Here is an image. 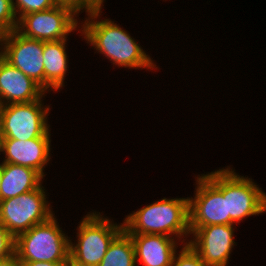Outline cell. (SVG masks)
I'll return each mask as SVG.
<instances>
[{"instance_id": "cell-15", "label": "cell", "mask_w": 266, "mask_h": 266, "mask_svg": "<svg viewBox=\"0 0 266 266\" xmlns=\"http://www.w3.org/2000/svg\"><path fill=\"white\" fill-rule=\"evenodd\" d=\"M67 41H44L43 61H44V90L49 93L65 87L66 74L69 68V56L67 54ZM55 91V92H54Z\"/></svg>"}, {"instance_id": "cell-20", "label": "cell", "mask_w": 266, "mask_h": 266, "mask_svg": "<svg viewBox=\"0 0 266 266\" xmlns=\"http://www.w3.org/2000/svg\"><path fill=\"white\" fill-rule=\"evenodd\" d=\"M17 23L12 0H0V36L15 30Z\"/></svg>"}, {"instance_id": "cell-12", "label": "cell", "mask_w": 266, "mask_h": 266, "mask_svg": "<svg viewBox=\"0 0 266 266\" xmlns=\"http://www.w3.org/2000/svg\"><path fill=\"white\" fill-rule=\"evenodd\" d=\"M51 129L42 137L27 141L2 138L1 154H4L1 163L21 165L38 171L44 178L45 168L51 159Z\"/></svg>"}, {"instance_id": "cell-2", "label": "cell", "mask_w": 266, "mask_h": 266, "mask_svg": "<svg viewBox=\"0 0 266 266\" xmlns=\"http://www.w3.org/2000/svg\"><path fill=\"white\" fill-rule=\"evenodd\" d=\"M123 226L128 234H160L187 244L191 235L189 198L163 197L153 201L127 214Z\"/></svg>"}, {"instance_id": "cell-3", "label": "cell", "mask_w": 266, "mask_h": 266, "mask_svg": "<svg viewBox=\"0 0 266 266\" xmlns=\"http://www.w3.org/2000/svg\"><path fill=\"white\" fill-rule=\"evenodd\" d=\"M103 212L90 211L78 222L75 239L70 238L71 266H98L112 241L124 230ZM74 241V242H73Z\"/></svg>"}, {"instance_id": "cell-21", "label": "cell", "mask_w": 266, "mask_h": 266, "mask_svg": "<svg viewBox=\"0 0 266 266\" xmlns=\"http://www.w3.org/2000/svg\"><path fill=\"white\" fill-rule=\"evenodd\" d=\"M58 5L71 7L77 14H88L104 6L98 0H55Z\"/></svg>"}, {"instance_id": "cell-14", "label": "cell", "mask_w": 266, "mask_h": 266, "mask_svg": "<svg viewBox=\"0 0 266 266\" xmlns=\"http://www.w3.org/2000/svg\"><path fill=\"white\" fill-rule=\"evenodd\" d=\"M129 235L133 240L136 265L171 266L175 252L182 245L179 240L160 234Z\"/></svg>"}, {"instance_id": "cell-24", "label": "cell", "mask_w": 266, "mask_h": 266, "mask_svg": "<svg viewBox=\"0 0 266 266\" xmlns=\"http://www.w3.org/2000/svg\"><path fill=\"white\" fill-rule=\"evenodd\" d=\"M0 266H20V261L16 253L10 257L0 260Z\"/></svg>"}, {"instance_id": "cell-19", "label": "cell", "mask_w": 266, "mask_h": 266, "mask_svg": "<svg viewBox=\"0 0 266 266\" xmlns=\"http://www.w3.org/2000/svg\"><path fill=\"white\" fill-rule=\"evenodd\" d=\"M173 256L171 266H206L198 253L187 243Z\"/></svg>"}, {"instance_id": "cell-10", "label": "cell", "mask_w": 266, "mask_h": 266, "mask_svg": "<svg viewBox=\"0 0 266 266\" xmlns=\"http://www.w3.org/2000/svg\"><path fill=\"white\" fill-rule=\"evenodd\" d=\"M236 224L189 227L188 244L198 253L206 266H227L237 246L234 241Z\"/></svg>"}, {"instance_id": "cell-27", "label": "cell", "mask_w": 266, "mask_h": 266, "mask_svg": "<svg viewBox=\"0 0 266 266\" xmlns=\"http://www.w3.org/2000/svg\"><path fill=\"white\" fill-rule=\"evenodd\" d=\"M0 56H1V36H0Z\"/></svg>"}, {"instance_id": "cell-26", "label": "cell", "mask_w": 266, "mask_h": 266, "mask_svg": "<svg viewBox=\"0 0 266 266\" xmlns=\"http://www.w3.org/2000/svg\"><path fill=\"white\" fill-rule=\"evenodd\" d=\"M98 1L104 6L105 0H98Z\"/></svg>"}, {"instance_id": "cell-22", "label": "cell", "mask_w": 266, "mask_h": 266, "mask_svg": "<svg viewBox=\"0 0 266 266\" xmlns=\"http://www.w3.org/2000/svg\"><path fill=\"white\" fill-rule=\"evenodd\" d=\"M15 253V237L0 223V260Z\"/></svg>"}, {"instance_id": "cell-9", "label": "cell", "mask_w": 266, "mask_h": 266, "mask_svg": "<svg viewBox=\"0 0 266 266\" xmlns=\"http://www.w3.org/2000/svg\"><path fill=\"white\" fill-rule=\"evenodd\" d=\"M71 7L56 5L47 10L23 15L16 30L25 37L41 41L67 39L73 31L81 33V19ZM80 19V20H79Z\"/></svg>"}, {"instance_id": "cell-25", "label": "cell", "mask_w": 266, "mask_h": 266, "mask_svg": "<svg viewBox=\"0 0 266 266\" xmlns=\"http://www.w3.org/2000/svg\"><path fill=\"white\" fill-rule=\"evenodd\" d=\"M1 145H2V135H1V125H0V153H1Z\"/></svg>"}, {"instance_id": "cell-18", "label": "cell", "mask_w": 266, "mask_h": 266, "mask_svg": "<svg viewBox=\"0 0 266 266\" xmlns=\"http://www.w3.org/2000/svg\"><path fill=\"white\" fill-rule=\"evenodd\" d=\"M17 19L32 12H39L58 5L55 0H12Z\"/></svg>"}, {"instance_id": "cell-7", "label": "cell", "mask_w": 266, "mask_h": 266, "mask_svg": "<svg viewBox=\"0 0 266 266\" xmlns=\"http://www.w3.org/2000/svg\"><path fill=\"white\" fill-rule=\"evenodd\" d=\"M223 197L227 206V225L240 224L250 216L266 213V192L248 176L233 167H223Z\"/></svg>"}, {"instance_id": "cell-8", "label": "cell", "mask_w": 266, "mask_h": 266, "mask_svg": "<svg viewBox=\"0 0 266 266\" xmlns=\"http://www.w3.org/2000/svg\"><path fill=\"white\" fill-rule=\"evenodd\" d=\"M46 93L36 101L0 106L2 138L27 141L44 136L51 128L50 105H44Z\"/></svg>"}, {"instance_id": "cell-16", "label": "cell", "mask_w": 266, "mask_h": 266, "mask_svg": "<svg viewBox=\"0 0 266 266\" xmlns=\"http://www.w3.org/2000/svg\"><path fill=\"white\" fill-rule=\"evenodd\" d=\"M0 174V201L35 190L44 180L35 169L11 163H0Z\"/></svg>"}, {"instance_id": "cell-5", "label": "cell", "mask_w": 266, "mask_h": 266, "mask_svg": "<svg viewBox=\"0 0 266 266\" xmlns=\"http://www.w3.org/2000/svg\"><path fill=\"white\" fill-rule=\"evenodd\" d=\"M194 195L189 198V227L227 225L226 199L223 197V168L195 174Z\"/></svg>"}, {"instance_id": "cell-13", "label": "cell", "mask_w": 266, "mask_h": 266, "mask_svg": "<svg viewBox=\"0 0 266 266\" xmlns=\"http://www.w3.org/2000/svg\"><path fill=\"white\" fill-rule=\"evenodd\" d=\"M45 93L32 78L0 56V106L36 101Z\"/></svg>"}, {"instance_id": "cell-11", "label": "cell", "mask_w": 266, "mask_h": 266, "mask_svg": "<svg viewBox=\"0 0 266 266\" xmlns=\"http://www.w3.org/2000/svg\"><path fill=\"white\" fill-rule=\"evenodd\" d=\"M44 41L28 38L16 29L1 35V56L44 89Z\"/></svg>"}, {"instance_id": "cell-23", "label": "cell", "mask_w": 266, "mask_h": 266, "mask_svg": "<svg viewBox=\"0 0 266 266\" xmlns=\"http://www.w3.org/2000/svg\"><path fill=\"white\" fill-rule=\"evenodd\" d=\"M69 262H34L20 261V266H69Z\"/></svg>"}, {"instance_id": "cell-1", "label": "cell", "mask_w": 266, "mask_h": 266, "mask_svg": "<svg viewBox=\"0 0 266 266\" xmlns=\"http://www.w3.org/2000/svg\"><path fill=\"white\" fill-rule=\"evenodd\" d=\"M103 8L86 14L80 21L82 36L87 45L108 59L113 67L155 71L160 68L142 46L121 27L109 18L101 19ZM155 69V70H153Z\"/></svg>"}, {"instance_id": "cell-4", "label": "cell", "mask_w": 266, "mask_h": 266, "mask_svg": "<svg viewBox=\"0 0 266 266\" xmlns=\"http://www.w3.org/2000/svg\"><path fill=\"white\" fill-rule=\"evenodd\" d=\"M55 216L15 238V253L19 261L69 262L70 237Z\"/></svg>"}, {"instance_id": "cell-17", "label": "cell", "mask_w": 266, "mask_h": 266, "mask_svg": "<svg viewBox=\"0 0 266 266\" xmlns=\"http://www.w3.org/2000/svg\"><path fill=\"white\" fill-rule=\"evenodd\" d=\"M98 266H138L133 240L125 230L112 241Z\"/></svg>"}, {"instance_id": "cell-6", "label": "cell", "mask_w": 266, "mask_h": 266, "mask_svg": "<svg viewBox=\"0 0 266 266\" xmlns=\"http://www.w3.org/2000/svg\"><path fill=\"white\" fill-rule=\"evenodd\" d=\"M47 193L42 184L30 192L1 200L0 223L16 238L31 227L49 220L55 213Z\"/></svg>"}]
</instances>
